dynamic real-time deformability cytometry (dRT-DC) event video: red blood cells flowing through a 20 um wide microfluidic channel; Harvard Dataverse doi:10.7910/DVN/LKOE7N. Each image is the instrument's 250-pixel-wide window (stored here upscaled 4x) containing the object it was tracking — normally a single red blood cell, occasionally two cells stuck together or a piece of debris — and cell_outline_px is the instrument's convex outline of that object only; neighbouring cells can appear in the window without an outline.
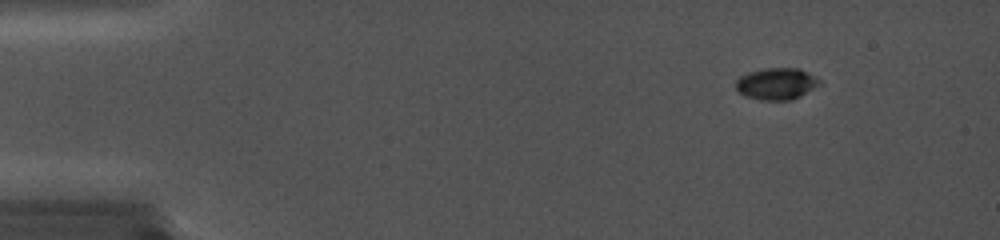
{"species": "common noctule bat (a hibernating species)", "species_latin": "Nyctalus noctula", "temperature_condition": "cold", "stored_images_in_passage": 86, "camera_frame_rate_fps": 5000, "um_per_image_px": 0.085, "animal": {"sex": "female", "body_mass_g": 19.0, "forearm_length_mm": 56.7}, "frame": {"image": 1, "passage_image": 12, "time_ms": 2.2, "image_size_px": [1000, 240], "cell_outline_px": [[820, 84], [792, 100], [760, 100], [748, 96], [740, 92], [736, 88], [736, 80], [740, 76], [764, 68], [800, 68], [820, 80]], "centroid_in_image_um": [66.0, 7.11], "position_along_channel_um": 19.0, "area_um2": 15.14}}
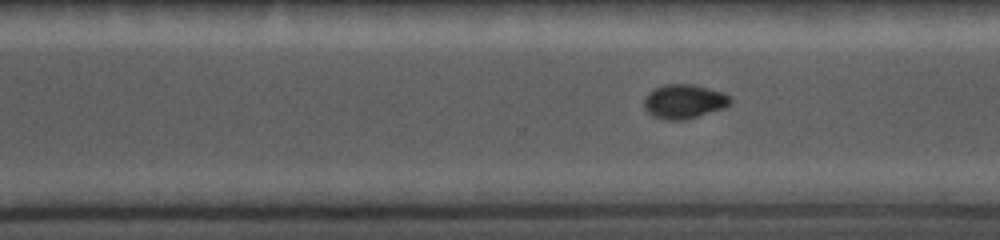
{"frame": {"image": 2, "passage_image": 64, "time_ms": 12.6, "image_size_px": [1000, 240], "cell_outline_px": [[732, 100], [724, 108], [684, 120], [664, 120], [652, 116], [644, 108], [644, 100], [648, 92], [664, 84], [692, 84], [724, 92], [732, 96]], "centroid_in_image_um": [58.14, 8.62], "position_along_channel_um": 312.5, "area_um2": 17.28}}
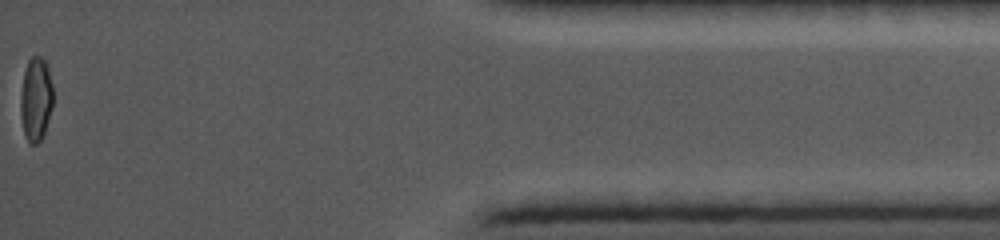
{"frame": {"image": 3, "passage_image": 86, "time_ms": 17.0, "image_size_px": [1000, 240], "cell_outline_px": [[52, 104], [44, 132], [40, 140], [36, 144], [32, 144], [24, 136], [20, 116], [20, 96], [24, 72], [28, 60], [32, 56], [40, 56], [44, 60], [48, 68], [52, 84]], "centroid_in_image_um": [3.02, 8.42], "position_along_channel_um": 432.2, "area_um2": 15.78}}